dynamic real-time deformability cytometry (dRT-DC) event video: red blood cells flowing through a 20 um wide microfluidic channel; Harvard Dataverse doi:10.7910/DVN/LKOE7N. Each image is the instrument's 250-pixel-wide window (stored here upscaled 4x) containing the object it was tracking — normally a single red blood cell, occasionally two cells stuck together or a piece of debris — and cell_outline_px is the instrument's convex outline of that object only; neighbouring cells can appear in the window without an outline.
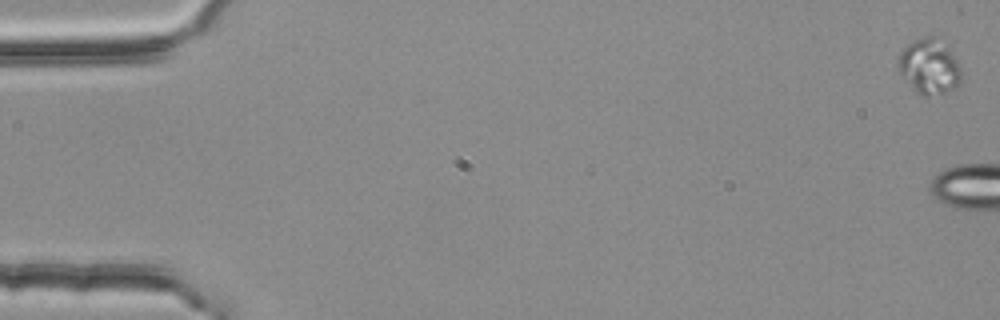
{"species": "common noctule bat (a hibernating species)", "species_latin": "Nyctalus noctula", "temperature_condition": "room temperature", "stored_images_in_passage": 35, "camera_frame_rate_fps": 3000, "um_per_image_px": 0.085, "animal": {"sex": "female", "body_mass_g": 25.1}, "frame": {"image": 1, "passage_image": 1, "time_ms": 0.0, "image_size_px": [1000, 320], "cell_outline_px": [[960, 80], [952, 88], [944, 92], [928, 96], [924, 96], [916, 92], [912, 88], [900, 72], [900, 52], [912, 40], [924, 36], [932, 36], [948, 48], [956, 60], [960, 68]], "centroid_in_image_um": [78.97, 5.65], "position_along_channel_um": 6.0, "area_um2": 19.48}}
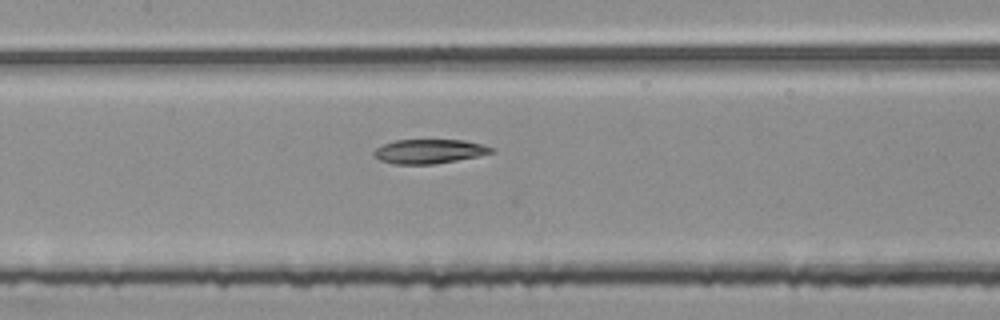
{"frame": {"image": 2, "passage_image": 23, "time_ms": 7.333, "image_size_px": [1000, 320], "cell_outline_px": [[496, 152], [436, 164], [392, 164], [380, 160], [372, 152], [376, 148], [384, 144], [396, 140], [464, 140], [480, 144], [492, 148]], "centroid_in_image_um": [36.46, 12.87], "position_along_channel_um": 170.9, "area_um2": 16.42}}
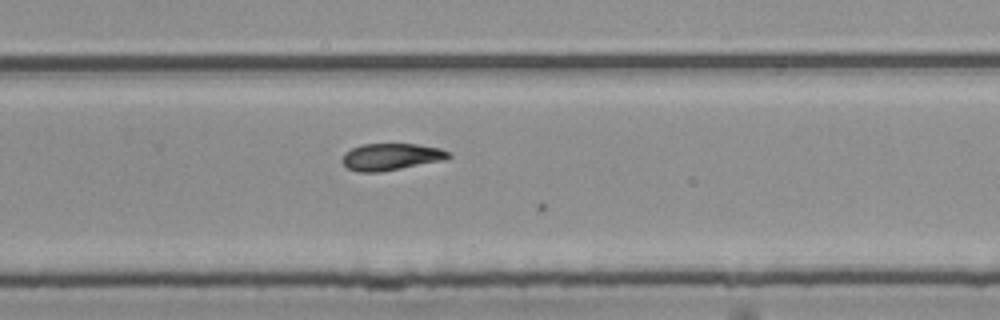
{"frame": {"image": 3, "passage_image": 33, "time_ms": 10.667, "image_size_px": [1000, 320], "cell_outline_px": [[452, 156], [440, 160], [380, 172], [356, 172], [348, 168], [340, 160], [344, 152], [352, 148], [364, 144], [416, 144], [440, 148], [448, 152]], "centroid_in_image_um": [33.16, 13.32], "position_along_channel_um": 296.6, "area_um2": 16.42}}